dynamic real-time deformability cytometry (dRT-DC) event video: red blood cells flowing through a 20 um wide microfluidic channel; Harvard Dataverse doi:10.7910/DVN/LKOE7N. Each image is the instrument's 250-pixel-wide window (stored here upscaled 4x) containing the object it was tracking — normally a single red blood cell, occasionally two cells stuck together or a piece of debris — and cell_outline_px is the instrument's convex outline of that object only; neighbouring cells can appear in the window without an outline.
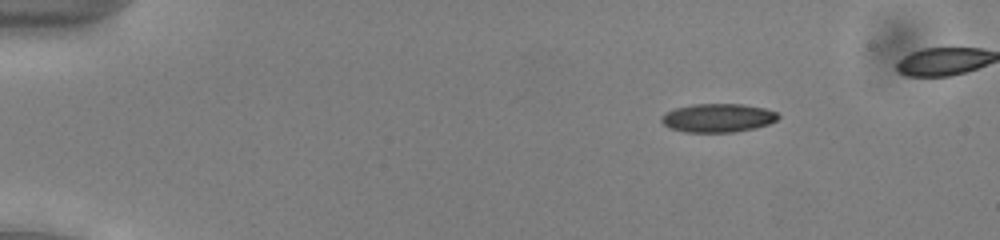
{"species": "common noctule bat (a hibernating species)", "species_latin": "Nyctalus noctula", "temperature_condition": "cold", "stored_images_in_passage": 51, "camera_frame_rate_fps": 3000, "um_per_image_px": 0.085, "animal": {"sex": "male", "body_mass_g": 13.0, "forearm_length_mm": 53.1}, "frame": {"image": 1, "passage_image": 9, "time_ms": 2.667, "image_size_px": [1000, 240], "cell_outline_px": [[780, 116], [776, 120], [768, 124], [752, 128], [732, 132], [684, 132], [672, 128], [664, 124], [660, 120], [660, 116], [664, 112], [676, 108], [692, 104], [744, 104], [764, 108], [776, 112]], "centroid_in_image_um": [60.99, 10.01], "position_along_channel_um": 24.0, "area_um2": 19.36}}
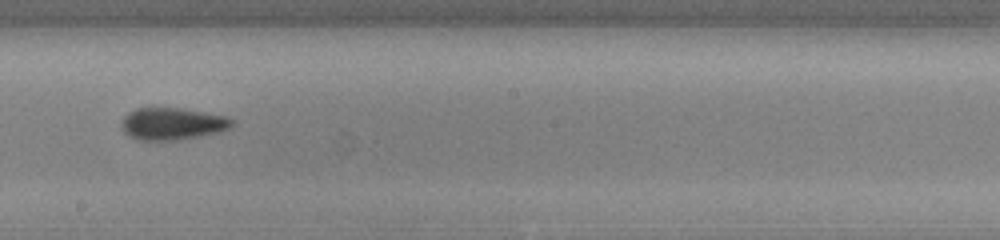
{"frame": {"image": 2, "passage_image": 32, "time_ms": 10.333, "image_size_px": [1000, 240], "cell_outline_px": [[232, 124], [228, 128], [220, 132], [180, 140], [136, 140], [128, 136], [124, 132], [120, 124], [124, 116], [128, 112], [136, 108], [180, 108], [228, 116], [232, 120]], "centroid_in_image_um": [14.61, 10.52], "position_along_channel_um": 233.6, "area_um2": 20.81}}
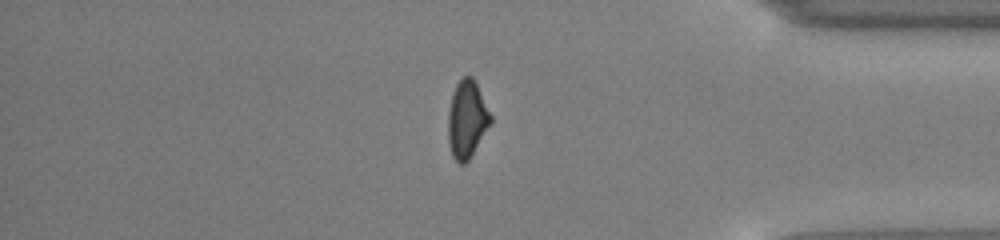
{"frame": {"image": 3, "passage_image": 46, "time_ms": 15.0, "image_size_px": [1000, 240], "cell_outline_px": [[492, 124], [468, 160], [464, 164], [460, 164], [452, 156], [448, 140], [448, 112], [452, 92], [456, 84], [464, 76], [472, 76], [492, 116]], "centroid_in_image_um": [39.69, 10.15], "position_along_channel_um": 395.5, "area_um2": 19.19}}